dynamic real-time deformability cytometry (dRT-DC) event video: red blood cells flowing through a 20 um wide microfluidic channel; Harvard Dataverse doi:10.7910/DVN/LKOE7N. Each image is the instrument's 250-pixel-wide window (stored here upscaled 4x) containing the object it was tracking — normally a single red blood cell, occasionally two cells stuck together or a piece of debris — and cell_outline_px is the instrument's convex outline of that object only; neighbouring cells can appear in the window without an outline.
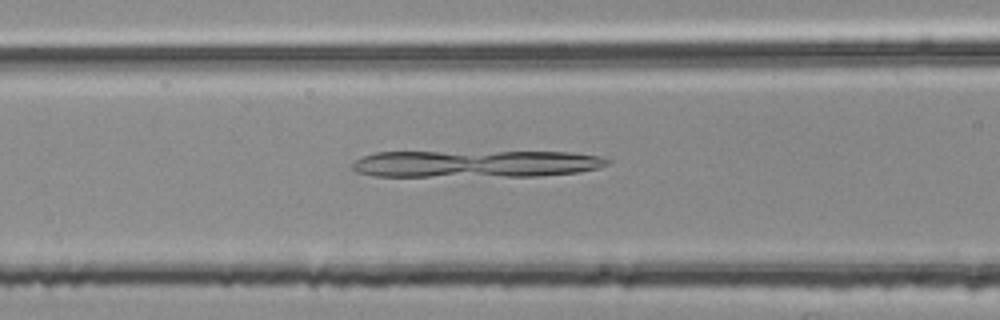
{"species": "common noctule bat (a hibernating species)", "species_latin": "Nyctalus noctula", "temperature_condition": "room temperature", "stored_images_in_passage": 45, "camera_frame_rate_fps": 3000, "um_per_image_px": 0.085, "animal": {"sex": "female", "body_mass_g": 25.1}, "frame": {"image": 1, "passage_image": 13, "time_ms": 4.0, "image_size_px": [1000, 320], "cell_outline_px": [[612, 160], [608, 164], [596, 168], [580, 172], [536, 176], [372, 176], [356, 172], [352, 168], [352, 164], [356, 160], [364, 156], [376, 152], [572, 152], [604, 156]], "centroid_in_image_um": [40.49, 13.92], "position_along_channel_um": 126.1, "area_um2": 40.46}}
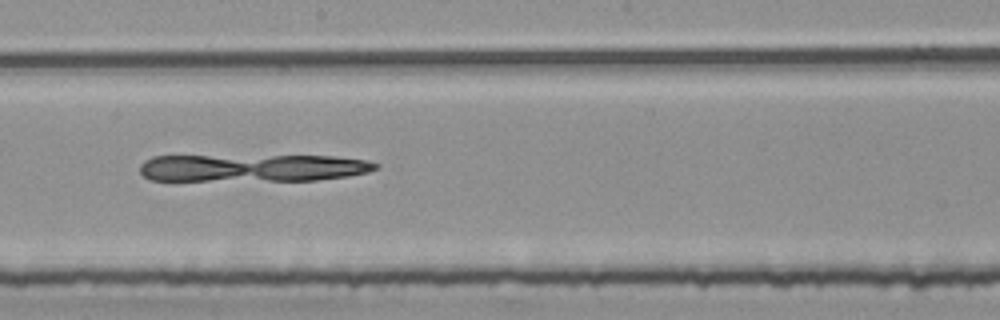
{"frame": {"image": 2, "passage_image": 21, "time_ms": 6.667, "image_size_px": [1000, 320], "cell_outline_px": [[380, 168], [368, 172], [348, 176], [316, 180], [148, 180], [140, 172], [140, 164], [144, 160], [152, 156], [336, 156], [364, 160], [380, 164]], "centroid_in_image_um": [21.48, 14.26], "position_along_channel_um": 226.7, "area_um2": 37.8}}
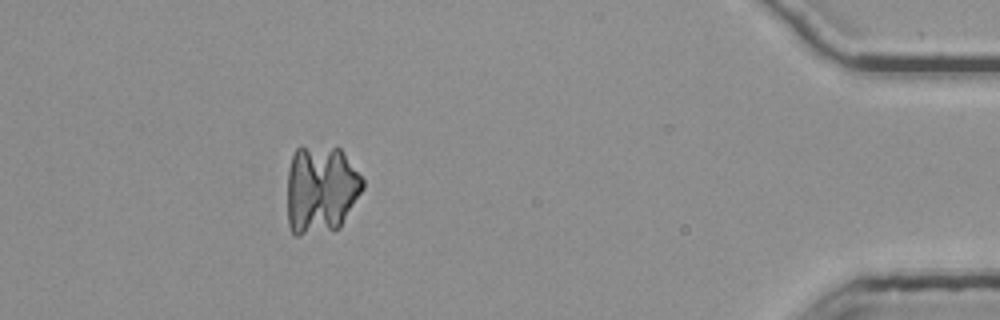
{"frame": {"image": 3, "passage_image": 40, "time_ms": 13.0, "image_size_px": [1000, 320], "cell_outline_px": [[364, 188], [340, 228], [300, 236], [296, 236], [292, 232], [288, 224], [288, 168], [292, 156], [296, 148], [300, 144], [336, 144], [340, 148], [364, 180]], "centroid_in_image_um": [27.27, 16.03], "position_along_channel_um": 407.9, "area_um2": 39.88}}